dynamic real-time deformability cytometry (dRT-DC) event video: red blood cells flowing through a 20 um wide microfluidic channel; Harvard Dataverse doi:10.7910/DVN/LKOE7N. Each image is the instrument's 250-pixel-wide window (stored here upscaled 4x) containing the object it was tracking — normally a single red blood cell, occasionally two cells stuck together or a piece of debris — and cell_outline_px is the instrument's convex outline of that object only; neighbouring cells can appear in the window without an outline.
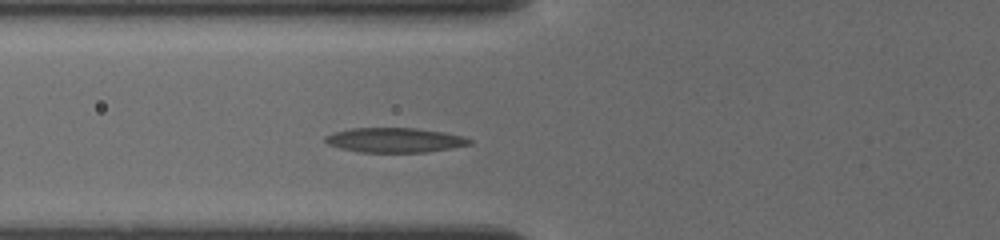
{"species": "common noctule bat (a hibernating species)", "species_latin": "Nyctalus noctula", "temperature_condition": "cold", "stored_images_in_passage": 13, "camera_frame_rate_fps": 3000, "um_per_image_px": 0.085, "animal": {"sex": "female", "body_mass_g": 19.5, "forearm_length_mm": 54.1}, "frame": {"image": 1, "passage_image": 6, "time_ms": 3.0, "image_size_px": [1000, 240], "cell_outline_px": [[472, 144], [424, 152], [360, 152], [340, 148], [328, 144], [324, 140], [324, 136], [336, 132], [352, 128], [416, 128], [444, 132], [464, 136], [472, 140]], "centroid_in_image_um": [33.55, 11.9], "position_along_channel_um": 92.2, "area_um2": 20.58}}
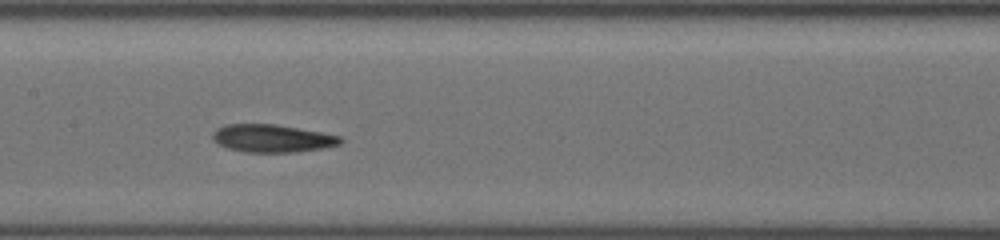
{"frame": {"image": 2, "passage_image": 10, "time_ms": 5.333, "image_size_px": [1000, 240], "cell_outline_px": [[344, 140], [340, 144], [324, 148], [296, 152], [244, 152], [228, 148], [220, 144], [212, 136], [212, 132], [216, 128], [224, 124], [276, 124], [320, 132], [340, 136]], "centroid_in_image_um": [23.15, 11.76], "position_along_channel_um": 184.3, "area_um2": 20.63}}
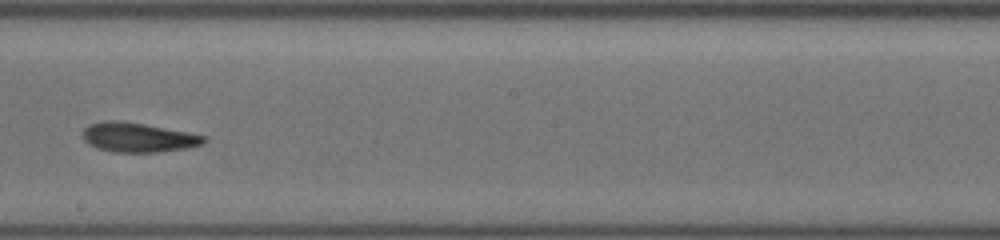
{"frame": {"image": 3, "passage_image": 12, "time_ms": 6.667, "image_size_px": [1000, 240], "cell_outline_px": [[208, 140], [204, 144], [188, 148], [156, 152], [116, 152], [96, 148], [84, 140], [84, 128], [88, 124], [108, 120], [120, 120], [144, 124], [188, 132], [208, 136]], "centroid_in_image_um": [11.79, 11.67], "position_along_channel_um": 236.4, "area_um2": 20.87}}